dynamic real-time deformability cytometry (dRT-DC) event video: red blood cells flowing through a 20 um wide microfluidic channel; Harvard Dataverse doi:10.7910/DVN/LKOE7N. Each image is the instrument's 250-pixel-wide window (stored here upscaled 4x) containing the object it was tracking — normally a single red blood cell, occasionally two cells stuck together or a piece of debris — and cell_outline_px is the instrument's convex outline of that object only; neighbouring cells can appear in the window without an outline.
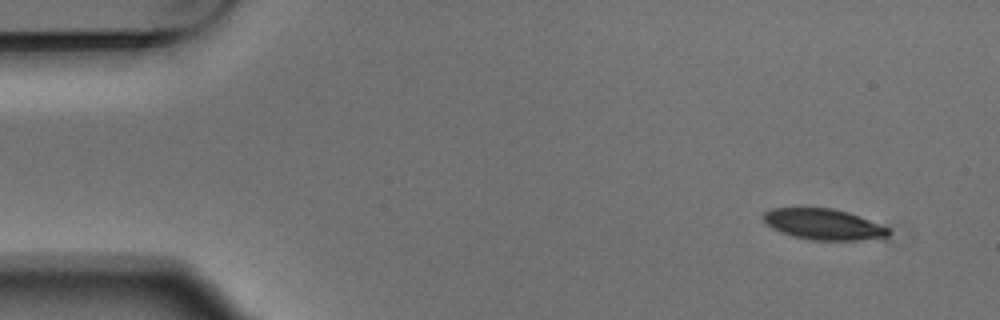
{"species": "Egyptian fruit bat (a non-hibernating species)", "species_latin": "Rousettus aegyptiacus", "temperature_condition": "warm", "stored_images_in_passage": 4, "camera_frame_rate_fps": 3000, "um_per_image_px": 0.085, "animal": {"sex": "male"}, "frame": {"image": 1, "passage_image": 1, "time_ms": 0.0, "image_size_px": [1000, 320], "cell_outline_px": [[892, 232], [888, 236], [860, 240], [812, 240], [792, 236], [780, 232], [772, 228], [764, 220], [764, 212], [772, 208], [832, 208], [848, 212], [888, 228]], "centroid_in_image_um": [69.98, 19.07], "position_along_channel_um": 15.0, "area_um2": 22.25}}
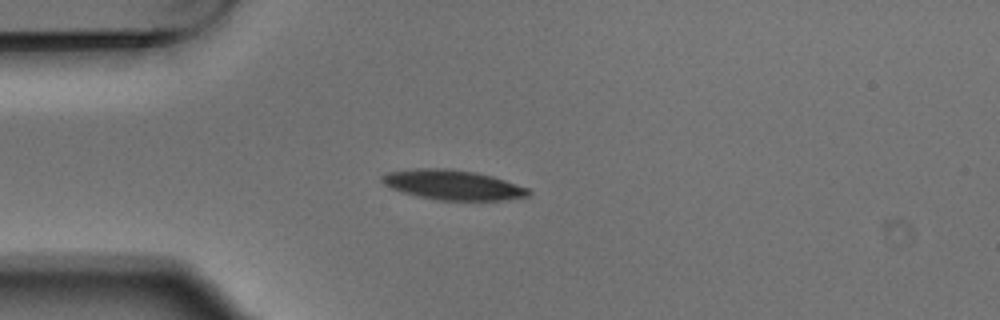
{"frame": {"image": 2, "passage_image": 4, "time_ms": 1.0, "image_size_px": [1000, 320], "cell_outline_px": [[532, 192], [528, 196], [504, 200], [436, 200], [404, 192], [392, 188], [384, 184], [380, 180], [380, 176], [388, 172], [416, 168], [452, 168], [476, 172], [492, 176], [528, 188]], "centroid_in_image_um": [38.49, 15.7], "position_along_channel_um": 46.5, "area_um2": 25.43}}